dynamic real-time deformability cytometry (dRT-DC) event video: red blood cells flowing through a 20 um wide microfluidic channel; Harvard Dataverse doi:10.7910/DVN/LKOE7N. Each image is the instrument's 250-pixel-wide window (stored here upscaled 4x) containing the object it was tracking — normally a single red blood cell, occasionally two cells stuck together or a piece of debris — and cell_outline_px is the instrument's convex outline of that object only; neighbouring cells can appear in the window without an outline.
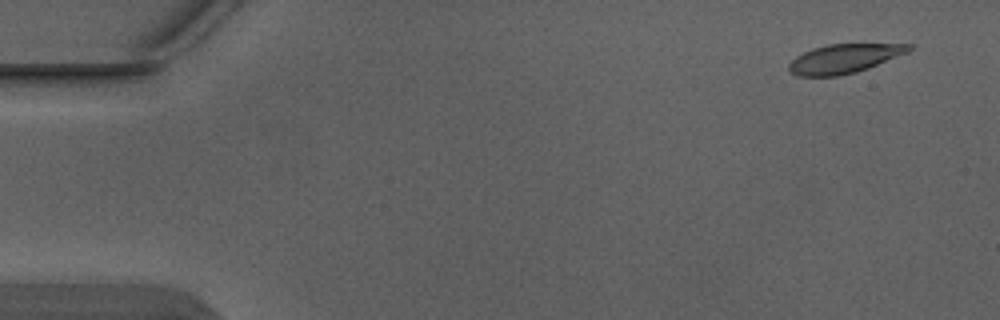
{"species": "Egyptian fruit bat (a non-hibernating species)", "species_latin": "Rousettus aegyptiacus", "temperature_condition": "warm", "stored_images_in_passage": 4, "camera_frame_rate_fps": 3000, "um_per_image_px": 0.085, "animal": {"sex": "male"}, "frame": {"image": 1, "passage_image": 1, "time_ms": 0.0, "image_size_px": [1000, 320], "cell_outline_px": [[912, 48], [908, 52], [868, 68], [856, 72], [836, 76], [796, 76], [788, 68], [788, 64], [796, 56], [812, 48], [828, 44], [912, 44]], "centroid_in_image_um": [71.73, 4.98], "position_along_channel_um": 13.3, "area_um2": 20.17}}
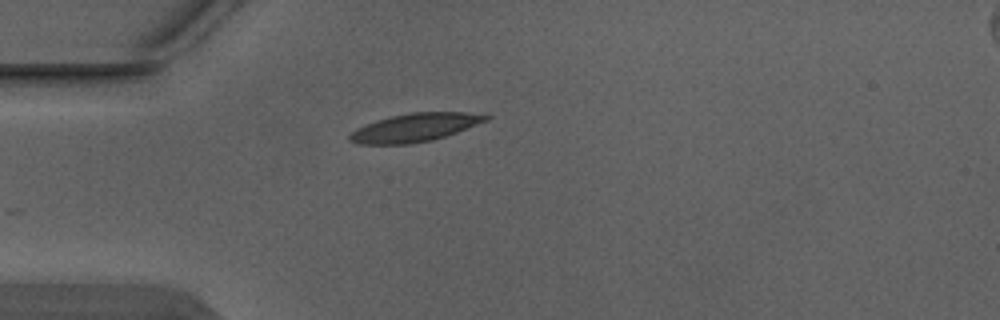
{"frame": {"image": 2, "passage_image": 4, "time_ms": 1.0, "image_size_px": [1000, 320], "cell_outline_px": [[492, 116], [488, 120], [456, 132], [432, 140], [408, 144], [356, 144], [348, 140], [348, 136], [356, 128], [376, 120], [408, 112], [464, 112]], "centroid_in_image_um": [35.22, 10.84], "position_along_channel_um": 49.8, "area_um2": 22.31}}